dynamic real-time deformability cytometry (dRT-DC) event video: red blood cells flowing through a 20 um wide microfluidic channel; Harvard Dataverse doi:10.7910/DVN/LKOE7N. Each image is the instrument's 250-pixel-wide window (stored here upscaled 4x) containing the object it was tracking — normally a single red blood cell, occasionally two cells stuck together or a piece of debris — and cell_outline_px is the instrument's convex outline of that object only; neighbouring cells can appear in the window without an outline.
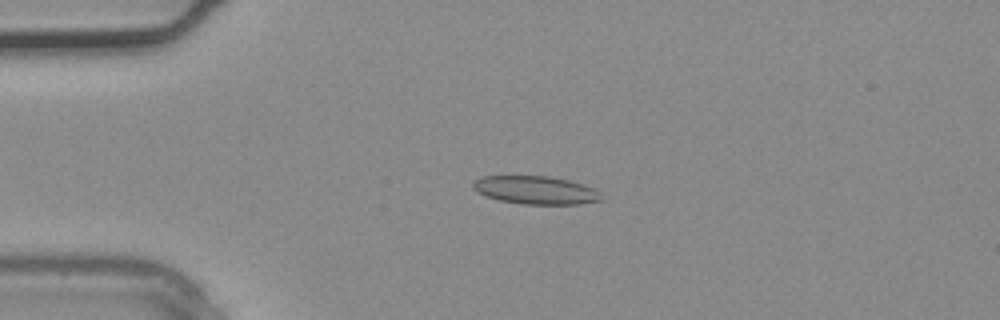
{"species": "common noctule bat (a hibernating species)", "species_latin": "Nyctalus noctula", "temperature_condition": "warm", "stored_images_in_passage": 3, "camera_frame_rate_fps": 3000, "um_per_image_px": 0.085, "animal": {"sex": "male", "body_mass_g": 20.4}, "frame": {"image": 1, "passage_image": 3, "time_ms": 0.667, "image_size_px": [1000, 320], "cell_outline_px": [[604, 200], [576, 204], [524, 204], [500, 200], [476, 192], [472, 188], [472, 184], [480, 176], [548, 176], [568, 180], [584, 184], [596, 188], [600, 192]], "centroid_in_image_um": [45.57, 16.15], "position_along_channel_um": 39.4, "area_um2": 21.1}}